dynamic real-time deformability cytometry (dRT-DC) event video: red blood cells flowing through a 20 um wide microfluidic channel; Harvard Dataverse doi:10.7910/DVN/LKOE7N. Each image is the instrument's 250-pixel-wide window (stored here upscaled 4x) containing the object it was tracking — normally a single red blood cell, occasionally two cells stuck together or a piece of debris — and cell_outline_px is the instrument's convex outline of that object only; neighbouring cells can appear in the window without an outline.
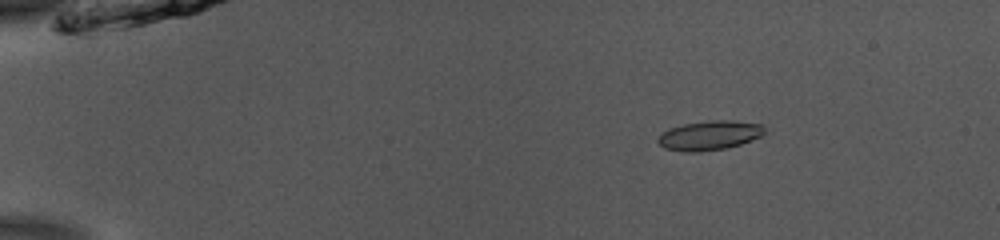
{"species": "common noctule bat (a hibernating species)", "species_latin": "Nyctalus noctula", "temperature_condition": "room temperature", "stored_images_in_passage": 53, "camera_frame_rate_fps": 3000, "um_per_image_px": 0.085, "animal": {"sex": "male", "body_mass_g": 13.0, "forearm_length_mm": 53.1}, "frame": {"image": 1, "passage_image": 9, "time_ms": 2.667, "image_size_px": [1000, 240], "cell_outline_px": [[764, 132], [760, 136], [740, 144], [728, 148], [700, 152], [684, 152], [664, 148], [656, 140], [668, 128], [684, 124], [712, 120], [732, 120], [760, 124], [764, 128]], "centroid_in_image_um": [60.28, 11.52], "position_along_channel_um": 24.7, "area_um2": 18.15}}
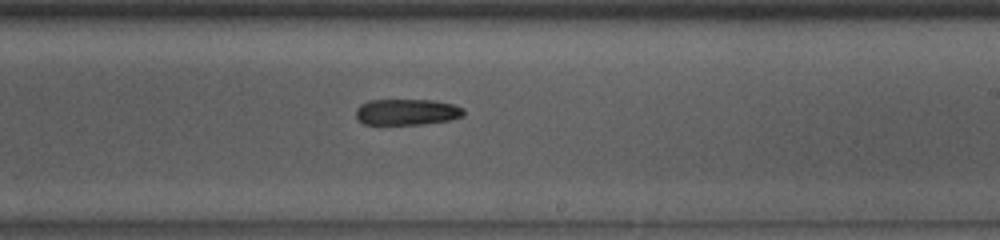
{"frame": {"image": 2, "passage_image": 33, "time_ms": 10.667, "image_size_px": [1000, 240], "cell_outline_px": [[464, 116], [448, 120], [420, 124], [364, 124], [356, 116], [356, 108], [360, 104], [368, 100], [432, 100], [452, 104], [464, 108]], "centroid_in_image_um": [34.57, 9.51], "position_along_channel_um": 254.4, "area_um2": 16.3}}
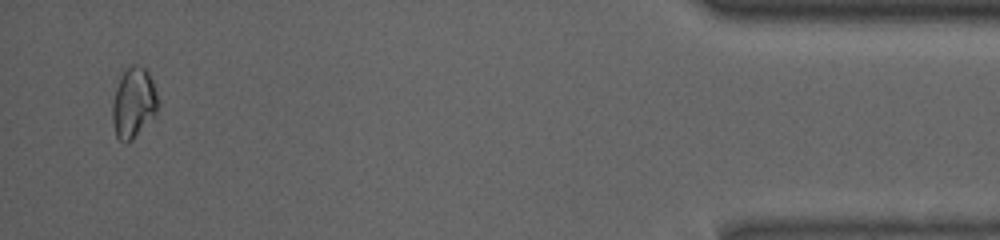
{"frame": {"image": 3, "passage_image": 51, "time_ms": 16.667, "image_size_px": [1000, 240], "cell_outline_px": [[160, 104], [156, 116], [132, 140], [124, 144], [116, 136], [112, 120], [112, 104], [116, 88], [120, 76], [124, 68], [132, 64], [136, 64], [144, 68], [148, 72], [152, 80]], "centroid_in_image_um": [11.37, 8.75], "position_along_channel_um": 423.8, "area_um2": 19.13}}